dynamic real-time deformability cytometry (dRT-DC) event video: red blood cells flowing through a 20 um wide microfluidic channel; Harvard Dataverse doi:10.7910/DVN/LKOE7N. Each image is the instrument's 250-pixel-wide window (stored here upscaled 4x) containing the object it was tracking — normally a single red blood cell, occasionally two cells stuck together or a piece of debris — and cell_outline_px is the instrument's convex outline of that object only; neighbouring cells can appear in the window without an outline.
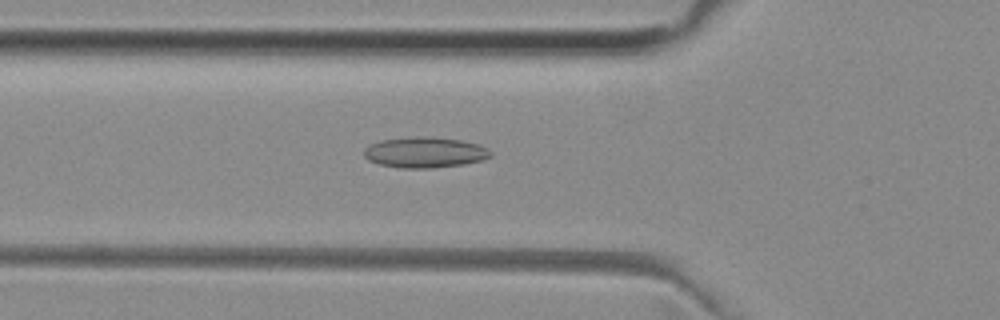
{"species": "common noctule bat (a hibernating species)", "species_latin": "Nyctalus noctula", "temperature_condition": "room temperature", "stored_images_in_passage": 52, "camera_frame_rate_fps": 3000, "um_per_image_px": 0.085, "animal": {"sex": "female", "body_mass_g": 29.2, "forearm_length_mm": 56.3}, "frame": {"image": 1, "passage_image": 18, "time_ms": 5.667, "image_size_px": [1000, 320], "cell_outline_px": [[492, 156], [484, 160], [464, 164], [432, 168], [400, 168], [380, 164], [368, 160], [364, 156], [364, 148], [380, 140], [408, 136], [428, 136], [460, 140], [480, 144], [488, 148], [492, 152]], "centroid_in_image_um": [36.14, 12.94], "position_along_channel_um": 89.7, "area_um2": 22.95}}
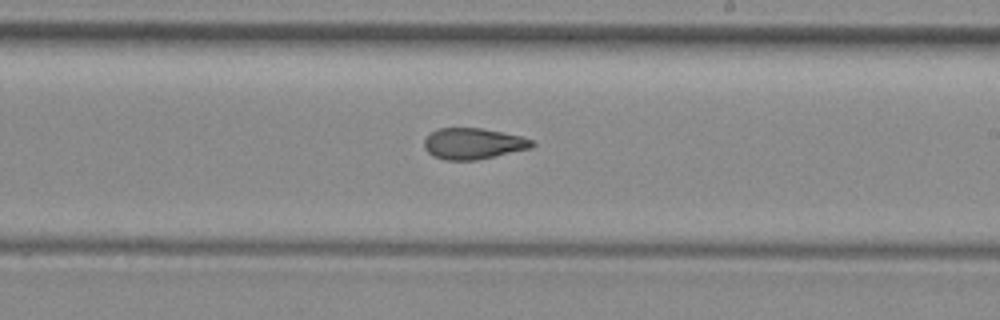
{"frame": {"image": 2, "passage_image": 30, "time_ms": 9.667, "image_size_px": [1000, 320], "cell_outline_px": [[536, 144], [532, 148], [476, 160], [444, 160], [432, 156], [424, 148], [424, 140], [432, 132], [440, 128], [480, 128], [520, 136], [532, 140]], "centroid_in_image_um": [40.21, 12.22], "position_along_channel_um": 248.8, "area_um2": 19.42}}
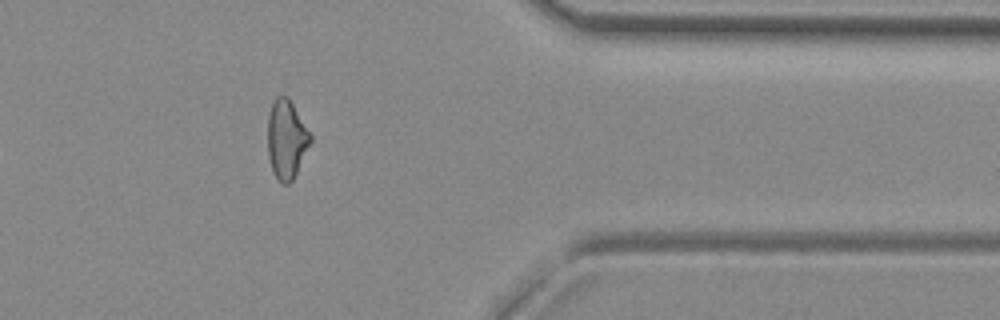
{"frame": {"image": 3, "passage_image": 42, "time_ms": 13.667, "image_size_px": [1000, 320], "cell_outline_px": [[312, 140], [292, 180], [288, 184], [284, 184], [276, 180], [272, 172], [268, 156], [268, 116], [272, 100], [276, 96], [288, 96], [312, 136]], "centroid_in_image_um": [24.33, 11.83], "position_along_channel_um": 387.1, "area_um2": 19.65}}